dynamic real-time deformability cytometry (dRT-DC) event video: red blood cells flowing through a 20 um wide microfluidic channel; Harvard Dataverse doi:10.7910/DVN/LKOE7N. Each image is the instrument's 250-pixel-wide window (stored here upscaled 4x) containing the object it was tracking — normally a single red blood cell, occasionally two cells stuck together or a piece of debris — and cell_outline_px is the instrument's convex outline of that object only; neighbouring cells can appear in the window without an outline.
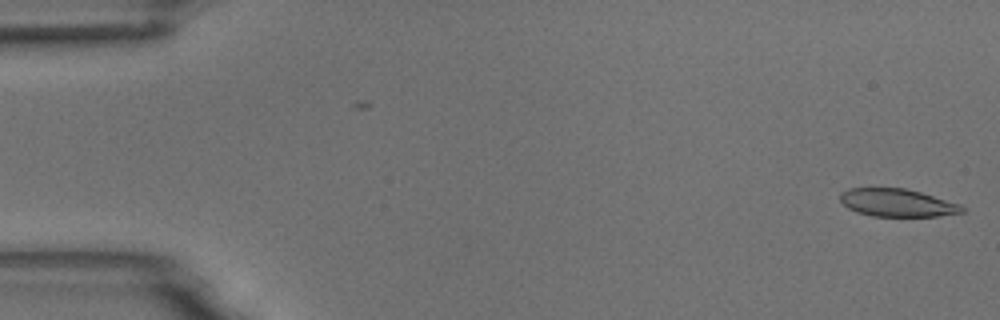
{"species": "common noctule bat (a hibernating species)", "species_latin": "Nyctalus noctula", "temperature_condition": "room temperature", "stored_images_in_passage": 2, "camera_frame_rate_fps": 3000, "um_per_image_px": 0.085, "animal": {"sex": "male", "body_mass_g": 18.8}, "frame": {"image": 1, "passage_image": 2, "time_ms": 0.333, "image_size_px": [1000, 320], "cell_outline_px": [[968, 208], [964, 212], [940, 216], [872, 216], [856, 212], [848, 208], [840, 200], [840, 192], [848, 188], [904, 188], [920, 192], [960, 204]], "centroid_in_image_um": [76.27, 17.24], "position_along_channel_um": 8.7, "area_um2": 19.83}}